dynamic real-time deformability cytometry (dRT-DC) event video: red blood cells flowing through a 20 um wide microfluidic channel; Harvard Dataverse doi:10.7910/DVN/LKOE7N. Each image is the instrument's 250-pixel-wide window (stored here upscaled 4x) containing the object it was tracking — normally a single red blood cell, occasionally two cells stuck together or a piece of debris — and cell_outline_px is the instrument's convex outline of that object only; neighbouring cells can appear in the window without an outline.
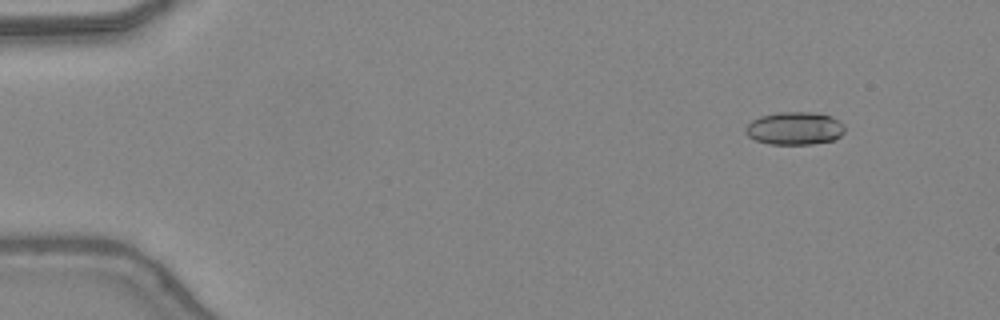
{"species": "common noctule bat (a hibernating species)", "species_latin": "Nyctalus noctula", "temperature_condition": "warm", "stored_images_in_passage": 49, "camera_frame_rate_fps": 3000, "um_per_image_px": 0.085, "animal": {"sex": "female", "body_mass_g": 24.6, "forearm_length_mm": 56.2}, "frame": {"image": 1, "passage_image": 6, "time_ms": 1.667, "image_size_px": [1000, 320], "cell_outline_px": [[844, 132], [840, 136], [832, 140], [812, 144], [768, 144], [756, 140], [748, 136], [744, 132], [744, 128], [752, 120], [760, 116], [780, 112], [812, 112], [832, 116], [844, 124]], "centroid_in_image_um": [67.53, 10.91], "position_along_channel_um": 17.5, "area_um2": 19.07}}
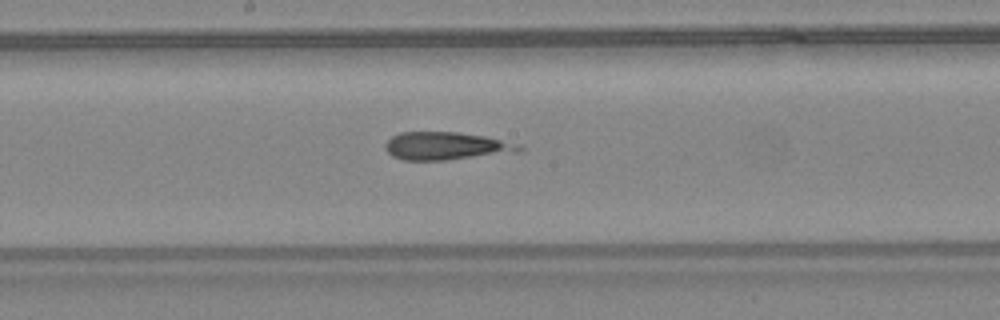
{"frame": {"image": 2, "passage_image": 27, "time_ms": 8.667, "image_size_px": [1000, 320], "cell_outline_px": [[524, 152], [448, 160], [404, 160], [392, 156], [384, 148], [384, 144], [392, 136], [400, 132], [456, 132], [484, 136], [500, 140], [524, 148]], "centroid_in_image_um": [37.89, 12.42], "position_along_channel_um": 210.3, "area_um2": 21.73}}
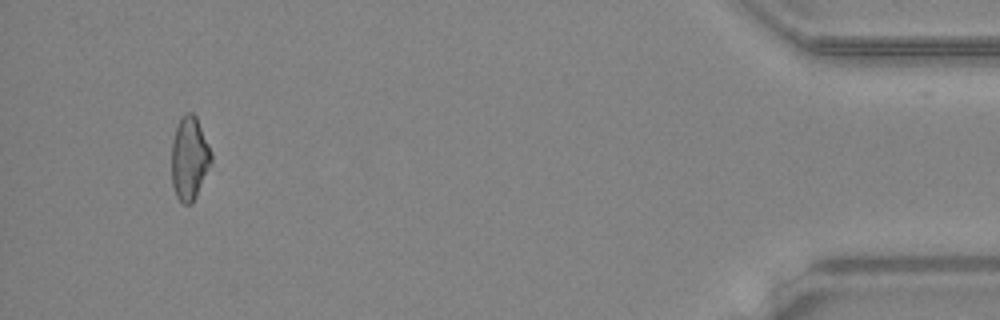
{"frame": {"image": 3, "passage_image": 46, "time_ms": 15.0, "image_size_px": [1000, 320], "cell_outline_px": [[212, 160], [196, 196], [192, 204], [184, 204], [176, 196], [172, 184], [172, 140], [180, 116], [188, 112], [192, 112], [196, 116], [212, 152]], "centroid_in_image_um": [16.09, 13.43], "position_along_channel_um": 419.1, "area_um2": 19.19}, "authors_computed_cell_mechanics": {"area_um2": 19.9988, "velocity_mm_per_s": 4.4399, "shape_relaxation_time_tau1_ms": null, "shape_relaxation_time_tau2_ms": 1.7739, "deformation_change_tau1": null, "deformation_change_tau2": 0.1201}}